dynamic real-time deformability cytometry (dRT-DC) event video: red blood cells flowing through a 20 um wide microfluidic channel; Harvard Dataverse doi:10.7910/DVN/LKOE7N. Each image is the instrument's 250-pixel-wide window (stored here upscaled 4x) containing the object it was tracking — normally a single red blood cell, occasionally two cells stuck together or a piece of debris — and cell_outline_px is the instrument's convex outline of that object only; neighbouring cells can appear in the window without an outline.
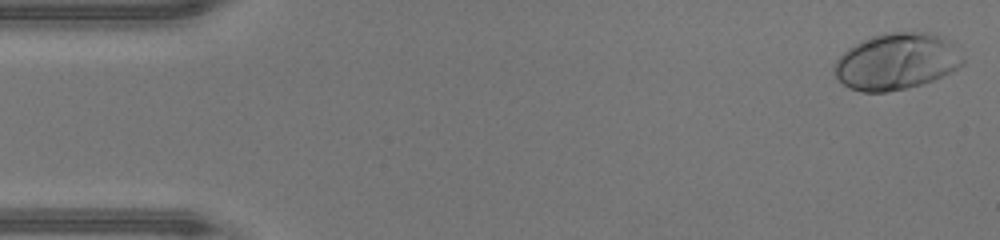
{"species": "human", "species_latin": "Homo sapiens", "temperature_condition": "warm", "stored_images_in_passage": 46, "camera_frame_rate_fps": 3000, "um_per_image_px": 0.085, "donor": {"sex": "male"}, "frame": {"image": 1, "passage_image": 1, "time_ms": 0.0, "image_size_px": [1000, 240], "cell_outline_px": [[964, 64], [952, 72], [932, 80], [908, 88], [884, 92], [860, 92], [848, 88], [832, 72], [832, 68], [836, 60], [848, 48], [872, 36], [884, 32], [932, 32], [948, 40], [964, 60]], "centroid_in_image_um": [76.18, 5.23], "position_along_channel_um": 8.8, "area_um2": 42.25}}
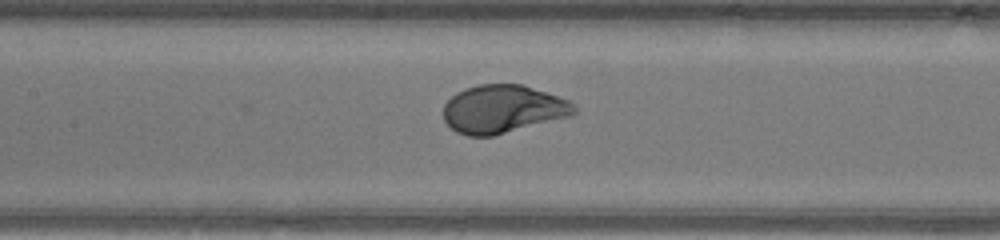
{"frame": {"image": 2, "passage_image": 21, "time_ms": 6.667, "image_size_px": [1000, 240], "cell_outline_px": [[576, 112], [572, 116], [492, 136], [468, 136], [456, 132], [444, 120], [444, 104], [456, 92], [464, 88], [480, 84], [520, 84], [568, 100], [576, 108]], "centroid_in_image_um": [42.72, 9.28], "position_along_channel_um": 164.7, "area_um2": 36.41}}
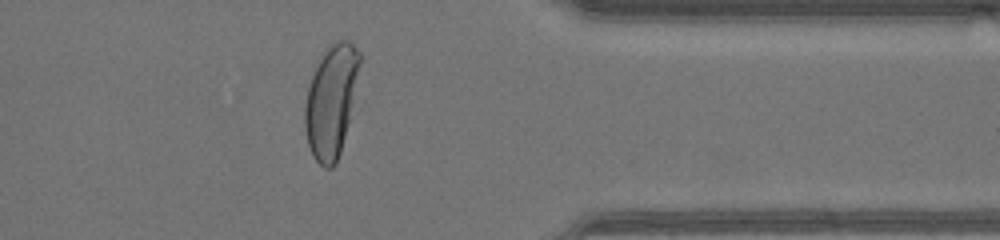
{"frame": {"image": 3, "passage_image": 37, "time_ms": 12.0, "image_size_px": [1000, 240], "cell_outline_px": [[360, 64], [348, 120], [340, 152], [336, 164], [332, 168], [324, 168], [312, 156], [308, 144], [304, 124], [304, 104], [308, 88], [316, 64], [324, 48], [328, 44], [336, 40], [348, 40], [360, 52]], "centroid_in_image_um": [28.11, 8.55], "position_along_channel_um": 383.3, "area_um2": 35.55}, "authors_computed_cell_mechanics": {"area_um2": 37.9457, "velocity_mm_per_s": 4.3845, "shape_relaxation_time_tau1_ms": 2.1902, "shape_relaxation_time_tau2_ms": null, "deformation_change_tau1": 0.2095, "deformation_change_tau2": null}}